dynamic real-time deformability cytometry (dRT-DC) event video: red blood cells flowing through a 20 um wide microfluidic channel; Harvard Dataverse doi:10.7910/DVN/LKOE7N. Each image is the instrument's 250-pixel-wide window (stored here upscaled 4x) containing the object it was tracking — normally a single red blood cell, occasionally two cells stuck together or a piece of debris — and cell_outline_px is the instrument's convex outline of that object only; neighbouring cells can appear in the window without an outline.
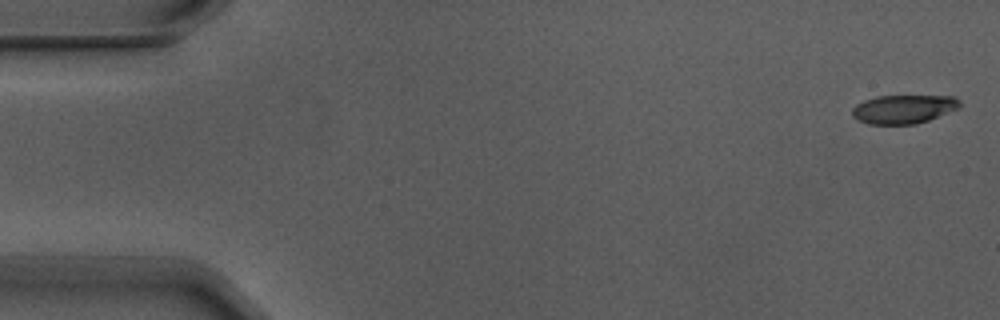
{"species": "Egyptian fruit bat (a non-hibernating species)", "species_latin": "Rousettus aegyptiacus", "temperature_condition": "warm", "stored_images_in_passage": 6, "camera_frame_rate_fps": 3000, "um_per_image_px": 0.085, "animal": {"sex": "male"}, "frame": {"image": 1, "passage_image": 1, "time_ms": 0.0, "image_size_px": [1000, 320], "cell_outline_px": [[960, 108], [928, 120], [916, 124], [868, 124], [852, 116], [852, 108], [856, 104], [864, 100], [876, 96], [952, 96], [960, 100]], "centroid_in_image_um": [76.8, 9.27], "position_along_channel_um": 8.2, "area_um2": 17.98}}
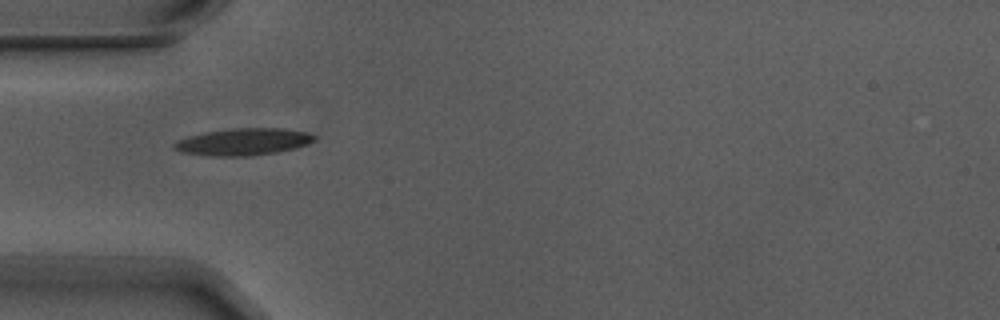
{"frame": {"image": 2, "passage_image": 5, "time_ms": 1.333, "image_size_px": [1000, 320], "cell_outline_px": [[316, 140], [308, 144], [296, 148], [276, 152], [248, 156], [212, 156], [180, 152], [172, 148], [172, 144], [180, 140], [192, 136], [208, 132], [232, 128], [284, 128], [308, 132], [316, 136]], "centroid_in_image_um": [20.74, 12.05], "position_along_channel_um": 64.3, "area_um2": 21.96}}